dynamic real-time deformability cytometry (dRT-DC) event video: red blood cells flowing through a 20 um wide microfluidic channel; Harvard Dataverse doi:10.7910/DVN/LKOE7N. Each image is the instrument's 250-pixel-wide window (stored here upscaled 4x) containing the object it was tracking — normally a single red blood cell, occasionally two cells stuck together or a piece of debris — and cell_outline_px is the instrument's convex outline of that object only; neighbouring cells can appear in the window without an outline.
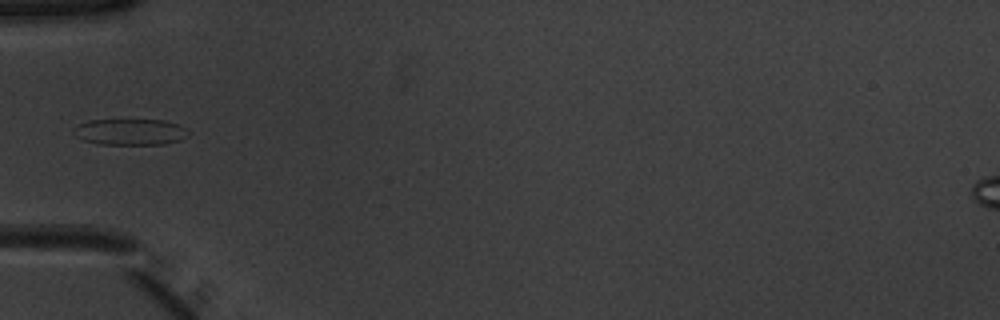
{"species": "common noctule bat (a hibernating species)", "species_latin": "Nyctalus noctula", "temperature_condition": "warm", "stored_images_in_passage": 35, "camera_frame_rate_fps": 3000, "um_per_image_px": 0.085, "animal": {"sex": "male", "body_mass_g": 20.1, "forearm_length_mm": 53.5}, "frame": {"image": 1, "passage_image": 1, "time_ms": 0.0, "image_size_px": [1000, 320], "cell_outline_px": [[192, 132], [188, 136], [180, 140], [164, 144], [96, 144], [84, 140], [76, 136], [72, 132], [72, 128], [88, 120], [164, 120], [180, 124]], "centroid_in_image_um": [11.1, 11.21], "position_along_channel_um": 73.9, "area_um2": 17.74}}
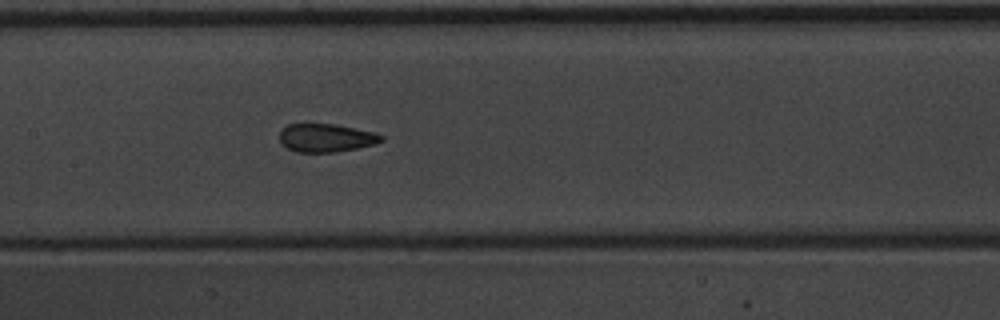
{"frame": {"image": 2, "passage_image": 9, "time_ms": 2.667, "image_size_px": [1000, 320], "cell_outline_px": [[384, 140], [376, 144], [336, 152], [296, 152], [280, 144], [280, 132], [288, 124], [332, 124], [376, 132], [384, 136]], "centroid_in_image_um": [27.74, 11.72], "position_along_channel_um": 179.7, "area_um2": 16.76}}
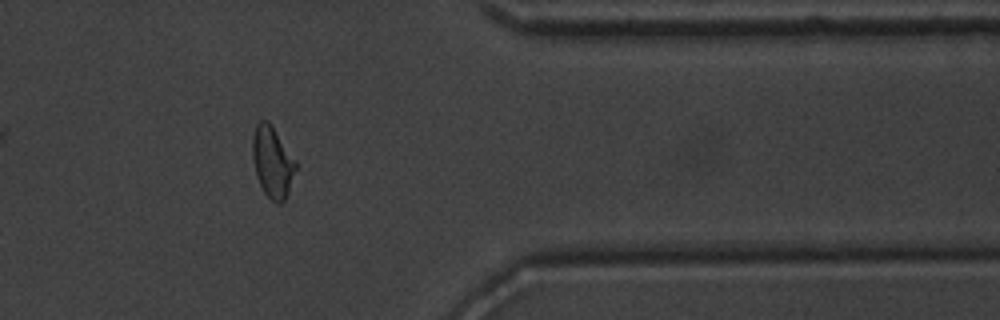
{"frame": {"image": 3, "passage_image": 26, "time_ms": 8.333, "image_size_px": [1000, 320], "cell_outline_px": [[296, 168], [288, 192], [284, 200], [280, 204], [276, 204], [264, 192], [256, 176], [252, 156], [252, 136], [256, 124], [260, 120], [268, 120], [296, 160]], "centroid_in_image_um": [23.14, 13.75], "position_along_channel_um": 388.3, "area_um2": 17.86}, "authors_computed_cell_mechanics": {"area_um2": 17.3978, "velocity_mm_per_s": 3.9289, "shape_relaxation_time_tau1_ms": 4.2551, "shape_relaxation_time_tau2_ms": 0.8827, "deformation_change_tau1": 0.1537, "deformation_change_tau2": 0.0814}}